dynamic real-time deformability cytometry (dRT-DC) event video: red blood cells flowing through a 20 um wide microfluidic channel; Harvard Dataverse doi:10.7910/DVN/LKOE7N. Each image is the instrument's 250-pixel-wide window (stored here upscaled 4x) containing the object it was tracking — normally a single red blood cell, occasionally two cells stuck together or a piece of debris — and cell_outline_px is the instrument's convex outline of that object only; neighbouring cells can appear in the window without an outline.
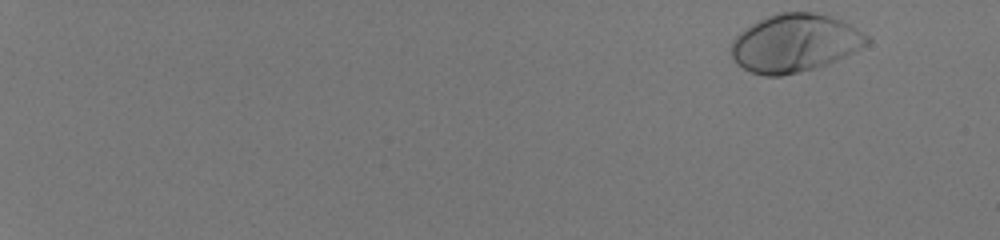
{"species": "human", "species_latin": "Homo sapiens", "temperature_condition": "room temperature", "stored_images_in_passage": 51, "camera_frame_rate_fps": 3000, "um_per_image_px": 0.085, "donor": {"sex": "male"}, "frame": {"image": 1, "passage_image": 1, "time_ms": 0.0, "image_size_px": [1000, 240], "cell_outline_px": [[872, 40], [868, 44], [844, 56], [824, 64], [800, 72], [780, 76], [764, 76], [752, 72], [736, 64], [732, 56], [732, 40], [744, 28], [768, 16], [780, 12], [816, 12], [840, 20], [856, 28], [868, 36]], "centroid_in_image_um": [67.53, 3.66], "position_along_channel_um": 17.5, "area_um2": 45.32}}
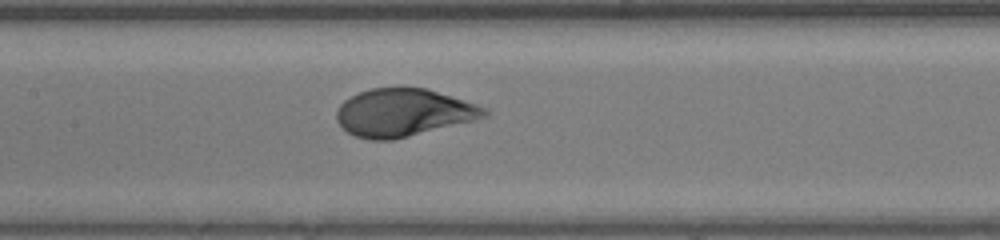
{"frame": {"image": 2, "passage_image": 29, "time_ms": 9.333, "image_size_px": [1000, 240], "cell_outline_px": [[488, 116], [392, 140], [372, 140], [356, 136], [348, 132], [336, 120], [336, 112], [340, 104], [344, 100], [360, 92], [372, 88], [428, 88], [488, 108]], "centroid_in_image_um": [34.28, 9.56], "position_along_channel_um": 173.1, "area_um2": 40.58}}
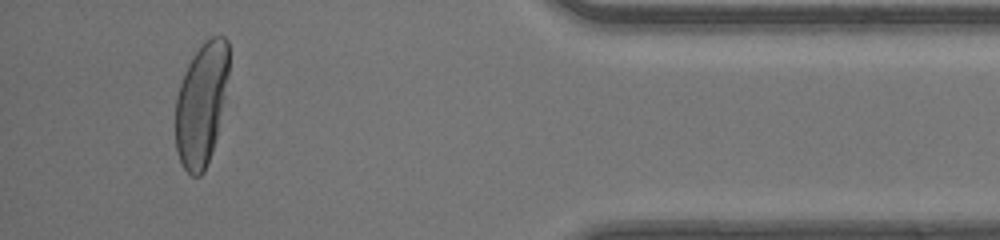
{"frame": {"image": 3, "passage_image": 49, "time_ms": 16.0, "image_size_px": [1000, 240], "cell_outline_px": [[228, 76], [224, 100], [216, 136], [204, 172], [200, 176], [192, 176], [184, 168], [180, 160], [176, 148], [176, 100], [180, 84], [184, 72], [192, 56], [212, 36], [224, 36], [228, 40]], "centroid_in_image_um": [17.11, 8.84], "position_along_channel_um": 418.1, "area_um2": 37.57}, "authors_computed_cell_mechanics": {"area_um2": 41.9628, "velocity_mm_per_s": 4.1302, "shape_relaxation_time_tau1_ms": 2.5851, "shape_relaxation_time_tau2_ms": null, "deformation_change_tau1": 0.1743, "deformation_change_tau2": null}}